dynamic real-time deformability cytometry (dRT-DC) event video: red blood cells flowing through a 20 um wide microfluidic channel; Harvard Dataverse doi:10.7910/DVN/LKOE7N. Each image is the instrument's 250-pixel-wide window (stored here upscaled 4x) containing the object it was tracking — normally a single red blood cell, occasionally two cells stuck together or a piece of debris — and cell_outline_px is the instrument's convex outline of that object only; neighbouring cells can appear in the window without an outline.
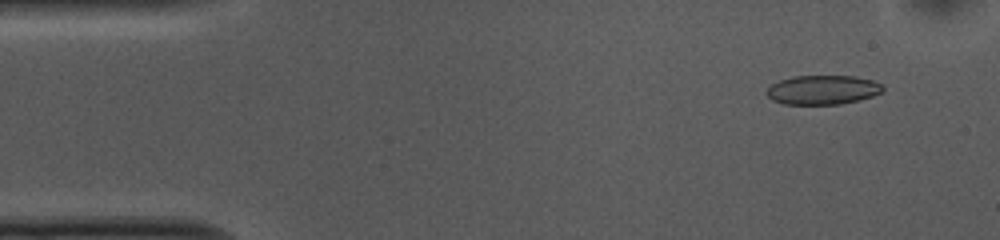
{"species": "common noctule bat (a hibernating species)", "species_latin": "Nyctalus noctula", "temperature_condition": "cold", "stored_images_in_passage": 52, "camera_frame_rate_fps": 3000, "um_per_image_px": 0.085, "animal": {"sex": "female", "body_mass_g": 10.0, "forearm_length_mm": 53.1}, "frame": {"image": 1, "passage_image": 4, "time_ms": 1.0, "image_size_px": [1000, 240], "cell_outline_px": [[884, 88], [880, 92], [872, 96], [860, 100], [840, 104], [784, 104], [772, 100], [764, 92], [772, 84], [780, 80], [792, 76], [856, 76], [872, 80], [880, 84]], "centroid_in_image_um": [69.9, 7.64], "position_along_channel_um": 15.1, "area_um2": 19.77}}
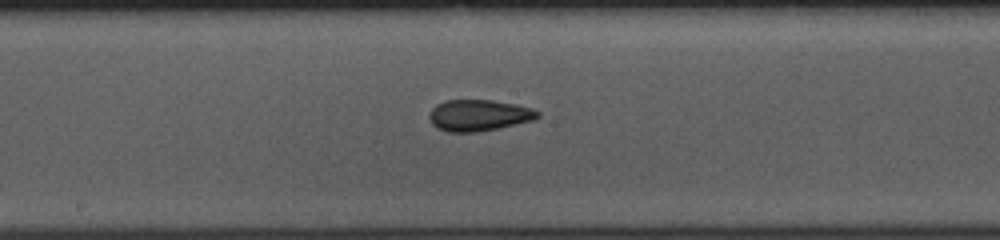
{"frame": {"image": 2, "passage_image": 26, "time_ms": 8.333, "image_size_px": [1000, 240], "cell_outline_px": [[540, 116], [532, 120], [496, 128], [476, 132], [448, 132], [436, 128], [432, 124], [428, 116], [432, 108], [436, 104], [444, 100], [492, 100], [516, 104], [532, 108], [540, 112]], "centroid_in_image_um": [40.66, 9.79], "position_along_channel_um": 207.5, "area_um2": 19.77}}
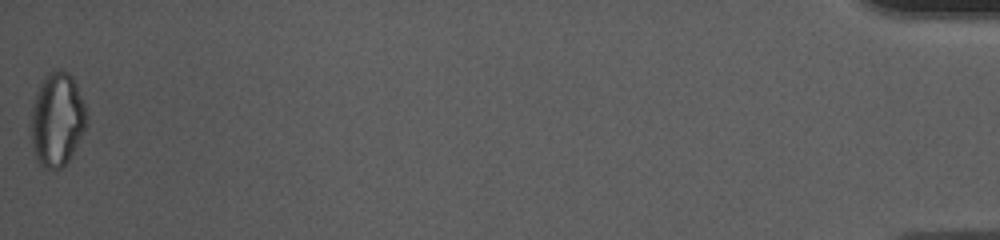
{"frame": {"image": 3, "passage_image": 52, "time_ms": 17.0, "image_size_px": [1000, 240], "cell_outline_px": [[88, 116], [84, 132], [64, 168], [56, 172], [44, 168], [36, 160], [32, 140], [32, 108], [36, 92], [44, 76], [48, 72], [60, 68], [68, 72], [72, 76], [76, 84], [84, 104]], "centroid_in_image_um": [4.87, 10.18], "position_along_channel_um": 430.3, "area_um2": 30.58}, "authors_computed_cell_mechanics": {"area_um2": 20.1144, "velocity_mm_per_s": 3.7544, "shape_relaxation_time_tau1_ms": 8.9492, "shape_relaxation_time_tau2_ms": 3.099, "deformation_change_tau1": 0.1581, "deformation_change_tau2": 0.0764}}